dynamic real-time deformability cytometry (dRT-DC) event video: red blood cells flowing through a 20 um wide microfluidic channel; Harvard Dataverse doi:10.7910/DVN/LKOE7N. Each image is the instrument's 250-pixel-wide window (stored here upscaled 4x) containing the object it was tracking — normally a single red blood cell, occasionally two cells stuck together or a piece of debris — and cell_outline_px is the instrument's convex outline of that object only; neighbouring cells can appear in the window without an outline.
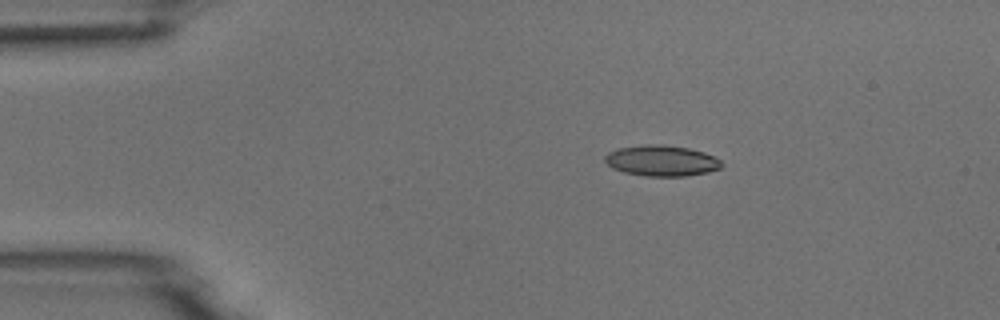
{"species": "common noctule bat (a hibernating species)", "species_latin": "Nyctalus noctula", "temperature_condition": "room temperature", "stored_images_in_passage": 5, "camera_frame_rate_fps": 3000, "um_per_image_px": 0.085, "animal": {"sex": "male", "body_mass_g": 18.8}, "frame": {"image": 1, "passage_image": 2, "time_ms": 1.0, "image_size_px": [1000, 320], "cell_outline_px": [[724, 164], [720, 168], [708, 172], [684, 176], [644, 176], [624, 172], [612, 168], [604, 160], [604, 156], [608, 152], [616, 148], [644, 144], [664, 144], [688, 148], [704, 152], [720, 160]], "centroid_in_image_um": [56.2, 13.65], "position_along_channel_um": 28.8, "area_um2": 21.1}}
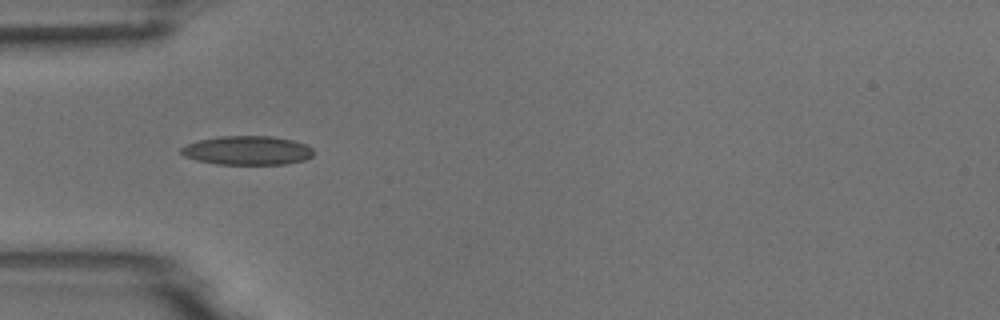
{"frame": {"image": 2, "passage_image": 4, "time_ms": 3.333, "image_size_px": [1000, 320], "cell_outline_px": [[312, 156], [304, 160], [284, 164], [216, 164], [196, 160], [184, 156], [180, 152], [180, 148], [188, 144], [200, 140], [220, 136], [272, 136], [292, 140], [304, 144], [312, 148]], "centroid_in_image_um": [21.0, 12.79], "position_along_channel_um": 64.0, "area_um2": 22.2}}
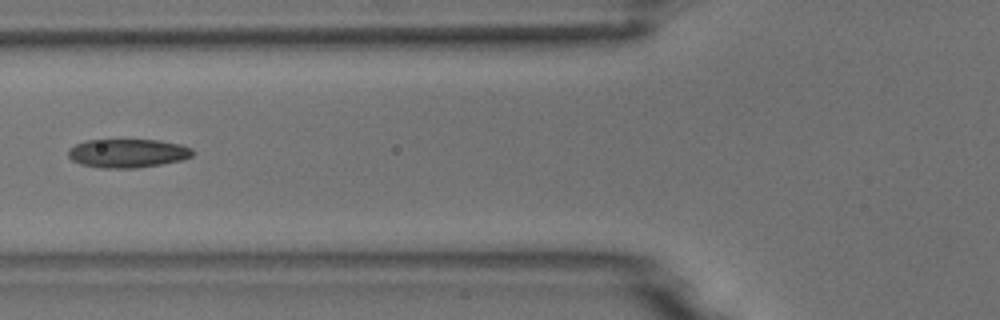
{"frame": {"image": 3, "passage_image": 5, "time_ms": 4.667, "image_size_px": [1000, 320], "cell_outline_px": [[196, 152], [192, 156], [180, 160], [160, 164], [136, 168], [104, 168], [80, 164], [72, 160], [68, 156], [68, 148], [84, 140], [160, 140], [180, 144], [192, 148]], "centroid_in_image_um": [10.85, 13.02], "position_along_channel_um": 115.0, "area_um2": 20.87}}